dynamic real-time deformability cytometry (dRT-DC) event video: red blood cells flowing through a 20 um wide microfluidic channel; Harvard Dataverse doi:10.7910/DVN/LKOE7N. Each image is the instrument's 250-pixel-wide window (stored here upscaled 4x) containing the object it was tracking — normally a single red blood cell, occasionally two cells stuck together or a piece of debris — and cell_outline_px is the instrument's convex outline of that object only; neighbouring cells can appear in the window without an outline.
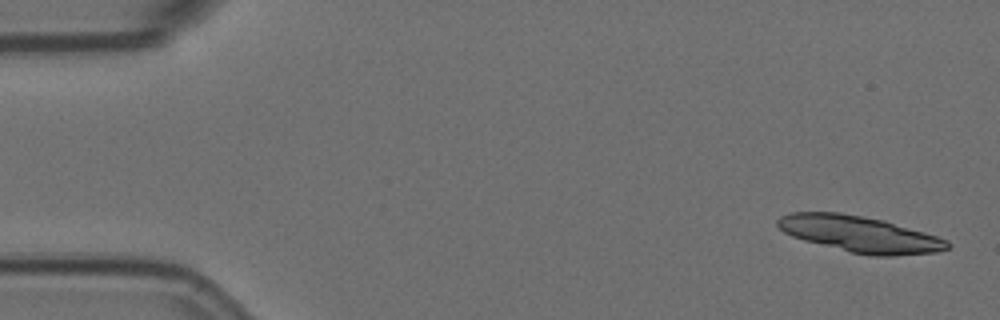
{"species": "Egyptian fruit bat (a non-hibernating species)", "species_latin": "Rousettus aegyptiacus", "temperature_condition": "room temperature", "stored_images_in_passage": 6, "camera_frame_rate_fps": 3000, "um_per_image_px": 0.085, "animal": {"sex": "female"}, "frame": {"image": 1, "passage_image": 1, "time_ms": 0.0, "image_size_px": [1000, 320], "cell_outline_px": [[952, 244], [948, 248], [936, 252], [892, 256], [872, 256], [852, 252], [804, 240], [792, 236], [784, 232], [776, 224], [776, 220], [780, 216], [792, 212], [840, 212], [884, 220], [924, 232], [948, 240]], "centroid_in_image_um": [73.08, 19.89], "position_along_channel_um": 11.9, "area_um2": 35.6}}
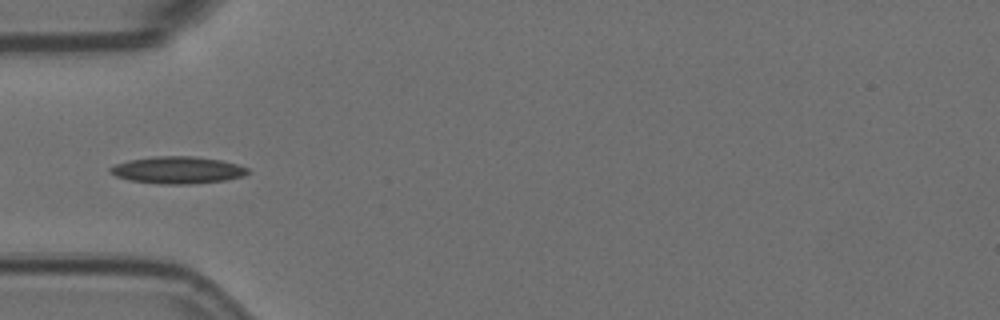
{"frame": {"image": 2, "passage_image": 5, "time_ms": 1.333, "image_size_px": [1000, 320], "cell_outline_px": [[248, 172], [244, 176], [224, 180], [188, 184], [160, 184], [128, 180], [116, 176], [108, 172], [108, 168], [116, 164], [128, 160], [156, 156], [192, 156], [220, 160], [236, 164], [248, 168]], "centroid_in_image_um": [15.05, 14.45], "position_along_channel_um": 70.0, "area_um2": 21.62}}
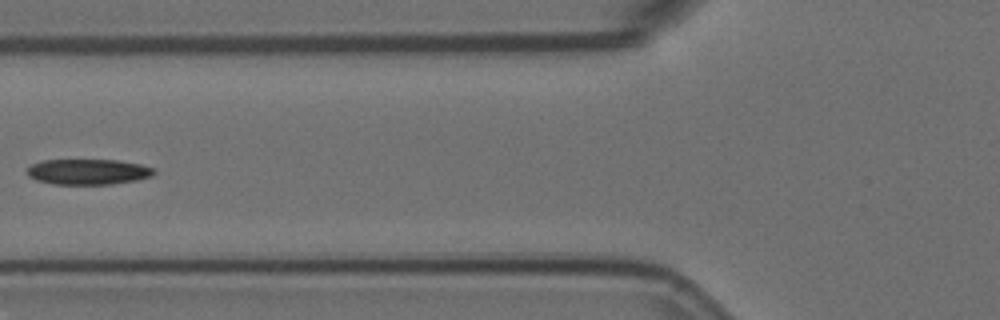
{"frame": {"image": 3, "passage_image": 6, "time_ms": 1.667, "image_size_px": [1000, 320], "cell_outline_px": [[156, 172], [152, 176], [136, 180], [112, 184], [52, 184], [36, 180], [28, 176], [28, 168], [32, 164], [40, 160], [116, 160], [140, 164], [156, 168]], "centroid_in_image_um": [7.5, 14.6], "position_along_channel_um": 118.3, "area_um2": 18.96}}